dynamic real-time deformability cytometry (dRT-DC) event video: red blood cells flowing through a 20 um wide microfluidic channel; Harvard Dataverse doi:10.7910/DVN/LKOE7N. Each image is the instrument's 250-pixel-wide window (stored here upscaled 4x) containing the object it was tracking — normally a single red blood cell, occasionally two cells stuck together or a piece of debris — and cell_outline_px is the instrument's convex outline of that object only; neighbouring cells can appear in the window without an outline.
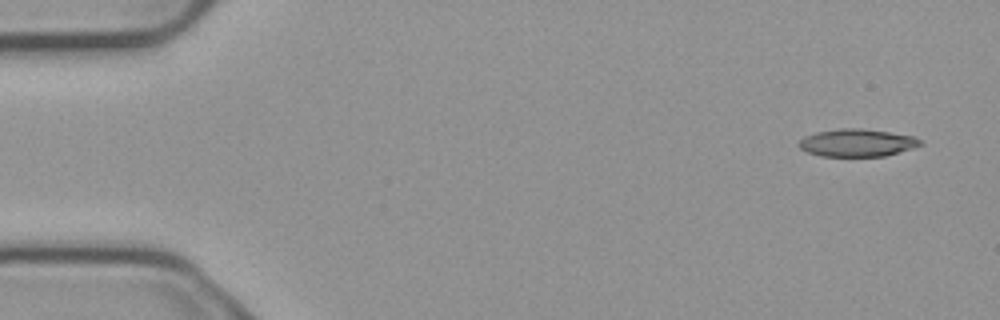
{"species": "common noctule bat (a hibernating species)", "species_latin": "Nyctalus noctula", "temperature_condition": "cold", "stored_images_in_passage": 4, "camera_frame_rate_fps": 3000, "um_per_image_px": 0.085, "animal": {"sex": "male", "body_mass_g": 23.1, "forearm_length_mm": 52.7}, "frame": {"image": 1, "passage_image": 1, "time_ms": 0.0, "image_size_px": [1000, 320], "cell_outline_px": [[924, 144], [912, 148], [884, 156], [820, 156], [808, 152], [800, 148], [796, 144], [804, 136], [816, 132], [840, 128], [860, 128], [888, 132], [912, 136], [920, 140]], "centroid_in_image_um": [72.81, 12.13], "position_along_channel_um": 12.2, "area_um2": 19.42}}